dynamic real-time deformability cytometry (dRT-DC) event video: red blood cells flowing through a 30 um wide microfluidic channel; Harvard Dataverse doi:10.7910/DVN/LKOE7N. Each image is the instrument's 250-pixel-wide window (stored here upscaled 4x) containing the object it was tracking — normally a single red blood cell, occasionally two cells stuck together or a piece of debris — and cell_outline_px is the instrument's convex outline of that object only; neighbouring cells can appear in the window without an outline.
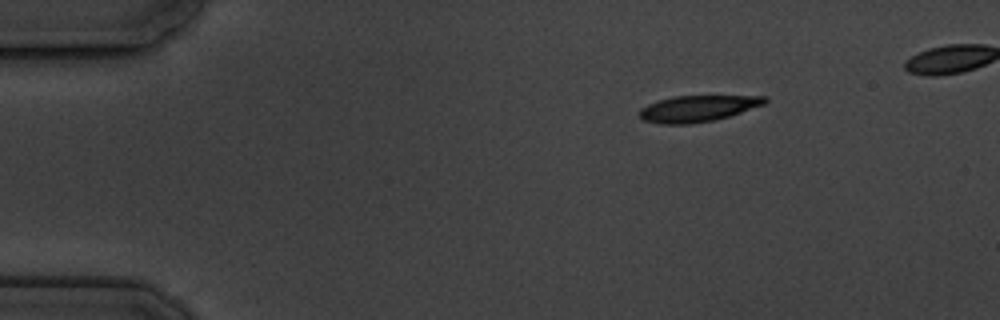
{"species": "common noctule bat (a hibernating species)", "species_latin": "Nyctalus noctula", "temperature_condition": "cold", "stored_images_in_passage": 9, "camera_frame_rate_fps": 3000, "um_per_image_px": 0.085, "animal": {"sex": "male", "body_mass_g": 19.5, "forearm_length_mm": 54.6}, "frame": {"image": 1, "passage_image": 1, "time_ms": 0.0, "image_size_px": [1000, 320], "cell_outline_px": [[768, 100], [764, 104], [716, 120], [692, 124], [660, 124], [640, 120], [636, 112], [640, 108], [648, 104], [672, 96], [768, 96]], "centroid_in_image_um": [59.23, 9.24], "position_along_channel_um": 25.8, "area_um2": 19.36}}
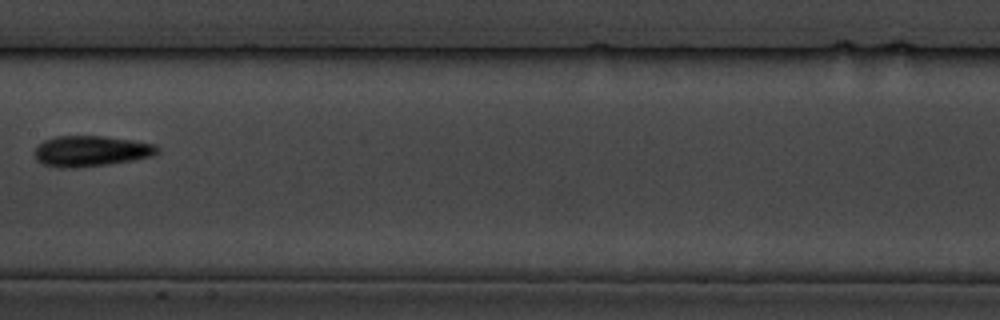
{"frame": {"image": 2, "passage_image": 7, "time_ms": 7.0, "image_size_px": [1000, 320], "cell_outline_px": [[160, 152], [152, 156], [132, 160], [108, 164], [68, 168], [60, 168], [44, 164], [36, 160], [36, 148], [44, 140], [56, 136], [104, 136], [132, 140], [156, 144], [160, 148]], "centroid_in_image_um": [7.77, 12.83], "position_along_channel_um": 199.6, "area_um2": 21.85}}
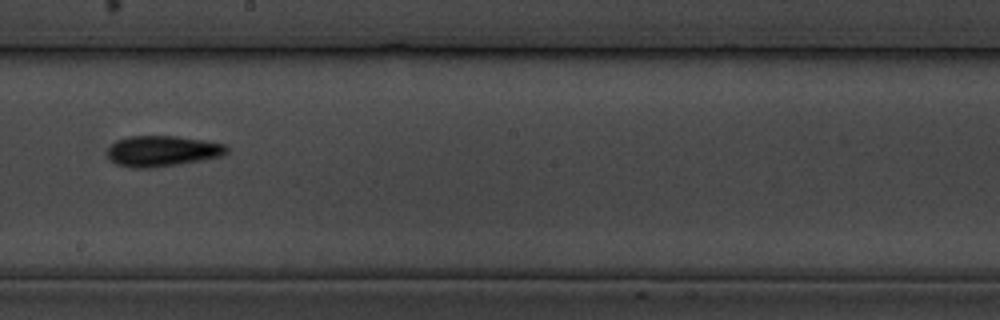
{"frame": {"image": 3, "passage_image": 8, "time_ms": 8.0, "image_size_px": [1000, 320], "cell_outline_px": [[228, 152], [220, 156], [200, 160], [152, 168], [132, 168], [116, 164], [108, 156], [108, 148], [116, 140], [128, 136], [176, 136], [208, 140], [224, 144], [228, 148]], "centroid_in_image_um": [13.79, 12.83], "position_along_channel_um": 234.4, "area_um2": 21.33}}